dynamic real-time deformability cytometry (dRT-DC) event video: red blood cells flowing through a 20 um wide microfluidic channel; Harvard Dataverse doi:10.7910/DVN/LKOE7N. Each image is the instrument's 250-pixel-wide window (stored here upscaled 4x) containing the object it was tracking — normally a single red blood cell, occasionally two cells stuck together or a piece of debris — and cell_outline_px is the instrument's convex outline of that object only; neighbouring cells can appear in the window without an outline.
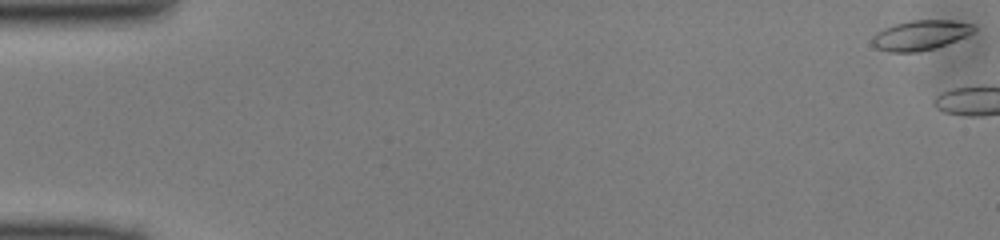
{"species": "common noctule bat (a hibernating species)", "species_latin": "Nyctalus noctula", "temperature_condition": "cold", "stored_images_in_passage": 4, "camera_frame_rate_fps": 3000, "um_per_image_px": 0.085, "animal": {"sex": "male", "body_mass_g": 13.0, "forearm_length_mm": 53.1}, "frame": {"image": 1, "passage_image": 1, "time_ms": 0.0, "image_size_px": [1000, 240], "cell_outline_px": [[976, 28], [972, 32], [956, 40], [932, 48], [916, 52], [888, 52], [876, 48], [872, 44], [872, 36], [876, 32], [884, 28], [896, 24], [912, 20], [952, 20], [972, 24]], "centroid_in_image_um": [78.18, 2.98], "position_along_channel_um": 6.8, "area_um2": 17.4}}